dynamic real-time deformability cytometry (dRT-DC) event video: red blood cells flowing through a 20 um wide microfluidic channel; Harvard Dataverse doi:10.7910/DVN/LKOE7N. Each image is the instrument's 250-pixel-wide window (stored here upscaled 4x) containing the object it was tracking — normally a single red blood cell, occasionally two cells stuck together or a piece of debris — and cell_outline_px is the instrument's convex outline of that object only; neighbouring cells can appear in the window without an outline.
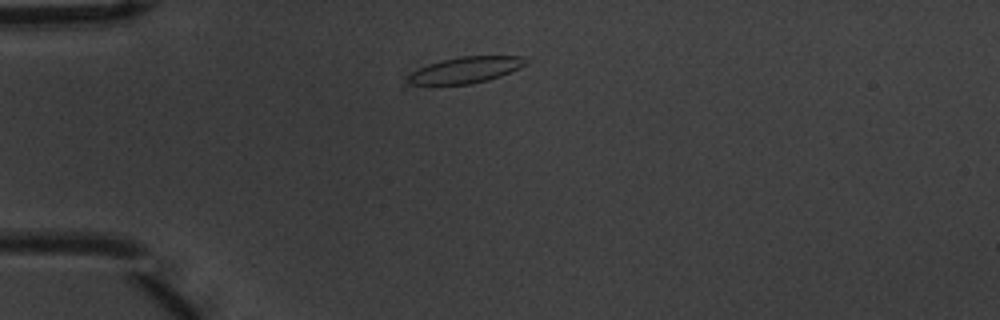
{"species": "common noctule bat (a hibernating species)", "species_latin": "Nyctalus noctula", "temperature_condition": "warm", "stored_images_in_passage": 4, "camera_frame_rate_fps": 3000, "um_per_image_px": 0.085, "animal": {"sex": "male", "body_mass_g": 20.1, "forearm_length_mm": 53.5}, "frame": {"image": 1, "passage_image": 1, "time_ms": 0.0, "image_size_px": [1000, 320], "cell_outline_px": [[532, 60], [528, 64], [520, 68], [500, 76], [488, 80], [472, 84], [412, 84], [408, 80], [408, 76], [412, 72], [428, 64], [460, 56], [524, 56]], "centroid_in_image_um": [39.69, 5.93], "position_along_channel_um": 45.3, "area_um2": 17.92}}
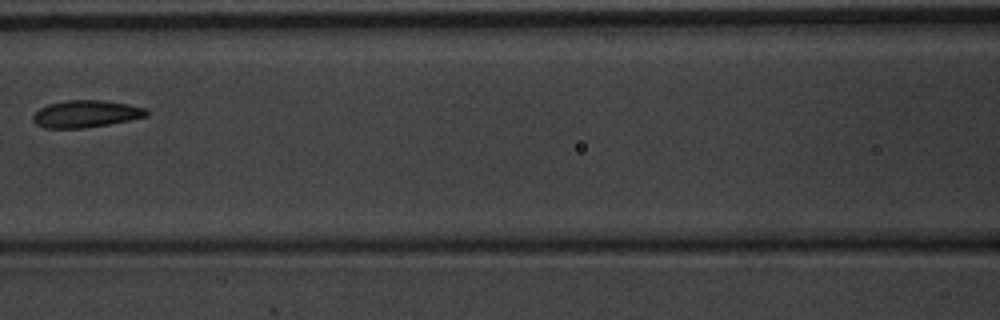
{"frame": {"image": 2, "passage_image": 4, "time_ms": 1.0, "image_size_px": [1000, 320], "cell_outline_px": [[148, 116], [108, 124], [84, 128], [44, 128], [36, 124], [32, 120], [32, 116], [40, 108], [48, 104], [68, 100], [104, 100], [128, 104], [144, 108], [148, 112]], "centroid_in_image_um": [7.28, 9.68], "position_along_channel_um": 159.3, "area_um2": 17.86}}